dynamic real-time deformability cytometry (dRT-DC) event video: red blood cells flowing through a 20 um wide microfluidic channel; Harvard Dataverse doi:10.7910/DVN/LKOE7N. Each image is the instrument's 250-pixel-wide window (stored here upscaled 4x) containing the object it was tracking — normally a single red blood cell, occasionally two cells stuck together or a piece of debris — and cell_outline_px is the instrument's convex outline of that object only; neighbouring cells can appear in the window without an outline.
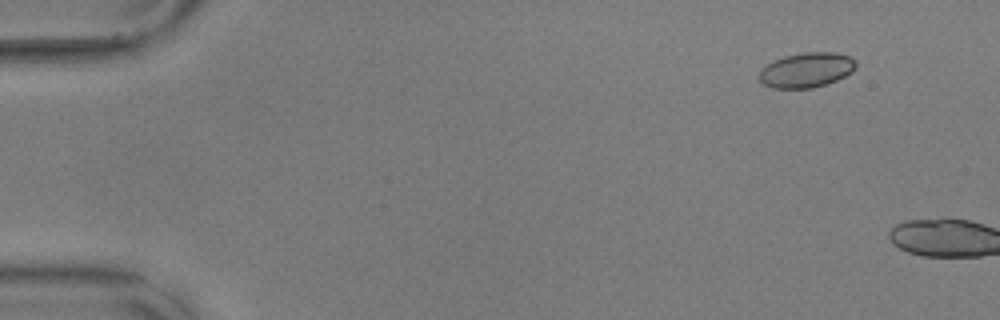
{"species": "common noctule bat (a hibernating species)", "species_latin": "Nyctalus noctula", "temperature_condition": "warm", "stored_images_in_passage": 3, "camera_frame_rate_fps": 3000, "um_per_image_px": 0.085, "animal": {"sex": "male", "body_mass_g": 17.9, "forearm_length_mm": 54.2}, "frame": {"image": 1, "passage_image": 1, "time_ms": 0.0, "image_size_px": [1000, 320], "cell_outline_px": [[856, 68], [852, 72], [836, 80], [812, 88], [772, 88], [764, 84], [760, 80], [760, 72], [768, 64], [784, 56], [804, 52], [836, 52], [848, 56], [856, 60]], "centroid_in_image_um": [68.59, 5.94], "position_along_channel_um": 16.4, "area_um2": 19.42}}